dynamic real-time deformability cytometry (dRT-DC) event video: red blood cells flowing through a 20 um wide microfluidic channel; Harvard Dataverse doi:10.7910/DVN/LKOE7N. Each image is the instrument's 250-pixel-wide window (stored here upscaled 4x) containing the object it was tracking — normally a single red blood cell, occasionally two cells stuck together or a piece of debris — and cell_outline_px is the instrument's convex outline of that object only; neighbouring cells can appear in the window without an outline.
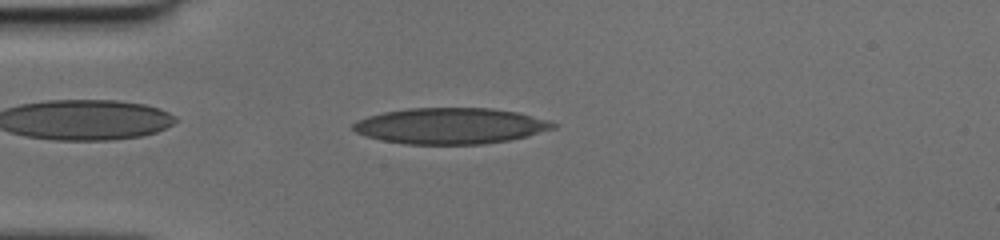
{"species": "human", "species_latin": "Homo sapiens", "temperature_condition": "cold", "stored_images_in_passage": 47, "camera_frame_rate_fps": 3000, "um_per_image_px": 0.085, "donor": {"sex": "female"}, "frame": {"image": 1, "passage_image": 12, "time_ms": 3.667, "image_size_px": [1000, 240], "cell_outline_px": [[556, 128], [528, 136], [508, 140], [484, 144], [404, 144], [380, 140], [356, 132], [352, 128], [352, 124], [356, 120], [368, 116], [384, 112], [408, 108], [488, 108], [516, 112], [548, 120], [556, 124]], "centroid_in_image_um": [38.27, 10.7], "position_along_channel_um": 46.7, "area_um2": 41.91}}
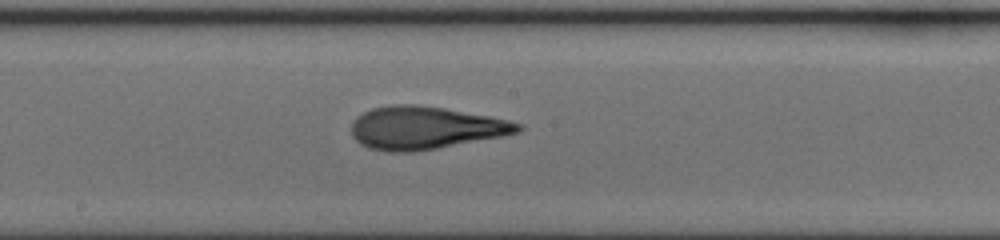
{"frame": {"image": 2, "passage_image": 25, "time_ms": 8.0, "image_size_px": [1000, 240], "cell_outline_px": [[524, 128], [516, 132], [500, 136], [436, 148], [412, 152], [388, 152], [368, 148], [360, 144], [352, 136], [352, 124], [356, 116], [372, 108], [392, 104], [416, 104], [444, 108], [488, 116], [508, 120], [520, 124]], "centroid_in_image_um": [36.07, 10.86], "position_along_channel_um": 212.1, "area_um2": 41.15}}
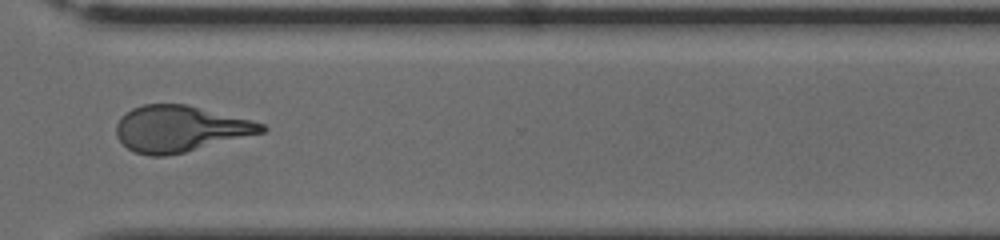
{"frame": {"image": 3, "passage_image": 35, "time_ms": 11.333, "image_size_px": [1000, 240], "cell_outline_px": [[268, 128], [264, 132], [184, 152], [164, 156], [152, 156], [136, 152], [128, 148], [116, 136], [116, 124], [120, 116], [132, 108], [144, 104], [184, 104], [264, 124]], "centroid_in_image_um": [15.24, 10.94], "position_along_channel_um": 355.4, "area_um2": 38.44}}